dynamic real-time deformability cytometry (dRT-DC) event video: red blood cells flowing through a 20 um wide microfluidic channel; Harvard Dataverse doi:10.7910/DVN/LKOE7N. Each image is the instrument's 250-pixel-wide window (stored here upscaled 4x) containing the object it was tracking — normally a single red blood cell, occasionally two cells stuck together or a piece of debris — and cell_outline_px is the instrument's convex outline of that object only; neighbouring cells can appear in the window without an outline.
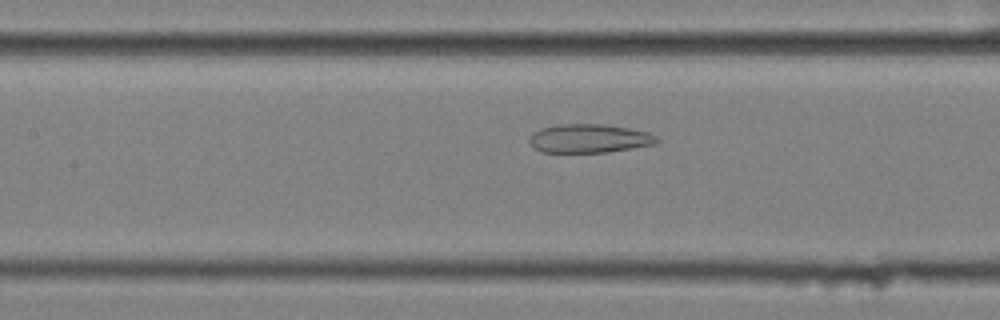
{"species": "common noctule bat (a hibernating species)", "species_latin": "Nyctalus noctula", "temperature_condition": "cold", "stored_images_in_passage": 48, "camera_frame_rate_fps": 3000, "um_per_image_px": 0.085, "animal": {"sex": "female", "body_mass_g": 25.1}, "frame": {"image": 1, "passage_image": 23, "time_ms": 7.333, "image_size_px": [1000, 320], "cell_outline_px": [[660, 140], [656, 144], [608, 152], [540, 152], [528, 140], [528, 136], [540, 128], [560, 124], [604, 124], [628, 128], [648, 132], [656, 136]], "centroid_in_image_um": [50.08, 11.76], "position_along_channel_um": 157.3, "area_um2": 21.33}}
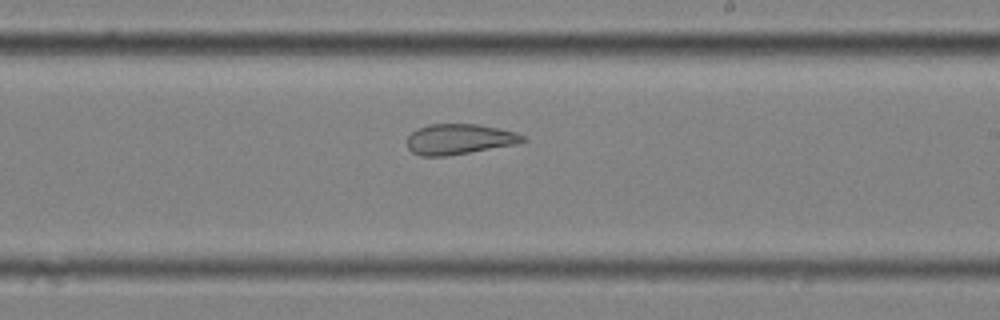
{"frame": {"image": 2, "passage_image": 31, "time_ms": 10.0, "image_size_px": [1000, 320], "cell_outline_px": [[528, 140], [516, 144], [448, 156], [420, 156], [412, 152], [408, 148], [408, 136], [412, 132], [428, 124], [476, 124], [516, 132], [524, 136]], "centroid_in_image_um": [39.04, 11.84], "position_along_channel_um": 250.0, "area_um2": 20.4}}
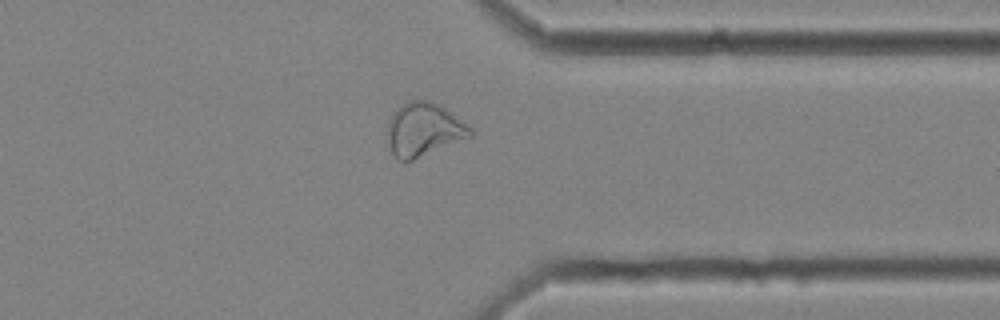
{"frame": {"image": 3, "passage_image": 42, "time_ms": 13.667, "image_size_px": [1000, 320], "cell_outline_px": [[472, 136], [412, 160], [396, 160], [392, 152], [388, 140], [388, 120], [392, 112], [400, 104], [408, 100], [428, 100], [440, 104], [472, 128]], "centroid_in_image_um": [36.0, 10.98], "position_along_channel_um": 375.4, "area_um2": 25.78}}